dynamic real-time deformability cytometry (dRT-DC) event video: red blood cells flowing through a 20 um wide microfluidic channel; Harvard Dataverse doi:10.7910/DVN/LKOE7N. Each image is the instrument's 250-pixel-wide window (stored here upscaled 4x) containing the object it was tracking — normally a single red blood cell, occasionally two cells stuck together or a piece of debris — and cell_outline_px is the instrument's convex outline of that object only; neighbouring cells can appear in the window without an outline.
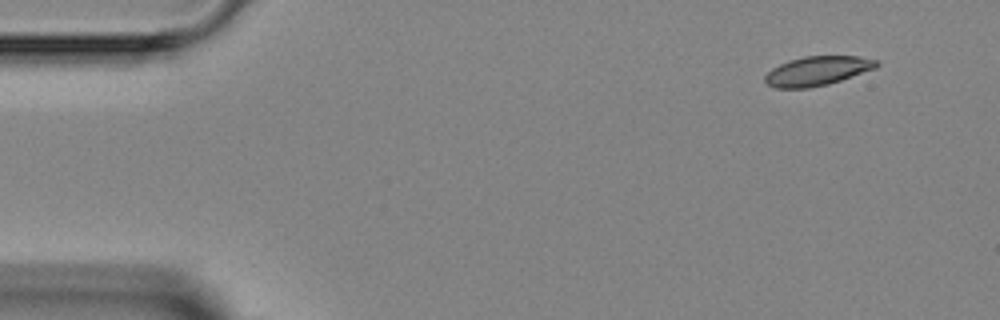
{"species": "Egyptian fruit bat (a non-hibernating species)", "species_latin": "Rousettus aegyptiacus", "temperature_condition": "room temperature", "stored_images_in_passage": 5, "segment_of_instrument_passage": [2, 2], "camera_frame_rate_fps": 3000, "um_per_image_px": 0.085, "animal": {"sex": "female"}, "frame": {"image": 1, "passage_image": 5, "time_ms": 6.0, "image_size_px": [1000, 320], "cell_outline_px": [[880, 64], [876, 68], [828, 84], [808, 88], [776, 88], [768, 84], [764, 80], [764, 76], [772, 68], [788, 60], [804, 56], [860, 56], [880, 60]], "centroid_in_image_um": [69.49, 6.01], "position_along_channel_um": 15.5, "area_um2": 19.07}}